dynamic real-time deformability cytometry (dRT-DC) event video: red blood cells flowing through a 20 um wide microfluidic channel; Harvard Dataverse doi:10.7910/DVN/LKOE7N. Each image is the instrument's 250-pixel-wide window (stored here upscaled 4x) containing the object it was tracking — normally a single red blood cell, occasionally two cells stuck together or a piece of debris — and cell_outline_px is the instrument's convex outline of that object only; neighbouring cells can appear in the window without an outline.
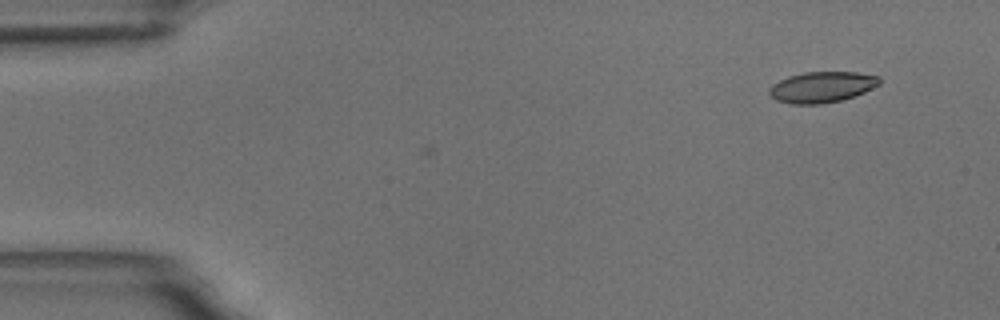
{"species": "common noctule bat (a hibernating species)", "species_latin": "Nyctalus noctula", "temperature_condition": "room temperature", "stored_images_in_passage": 3, "camera_frame_rate_fps": 3000, "um_per_image_px": 0.085, "animal": {"sex": "male", "body_mass_g": 18.8}, "frame": {"image": 1, "passage_image": 1, "time_ms": 0.0, "image_size_px": [1000, 320], "cell_outline_px": [[880, 84], [864, 92], [840, 100], [820, 104], [788, 104], [776, 100], [768, 92], [768, 88], [772, 84], [788, 76], [804, 72], [856, 72], [880, 76]], "centroid_in_image_um": [69.83, 7.39], "position_along_channel_um": 15.2, "area_um2": 19.83}}